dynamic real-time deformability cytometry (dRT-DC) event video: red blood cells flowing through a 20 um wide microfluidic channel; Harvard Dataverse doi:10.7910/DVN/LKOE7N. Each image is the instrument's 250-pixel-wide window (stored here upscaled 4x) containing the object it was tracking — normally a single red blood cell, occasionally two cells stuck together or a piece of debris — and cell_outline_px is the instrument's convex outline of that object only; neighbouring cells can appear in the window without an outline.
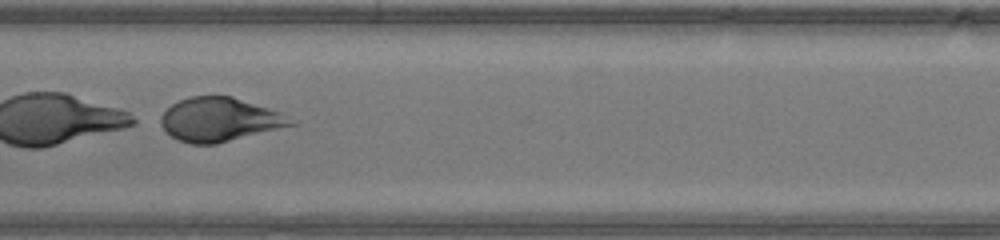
{"species": "human", "species_latin": "Homo sapiens", "temperature_condition": "warm", "stored_images_in_passage": 31, "camera_frame_rate_fps": 3000, "um_per_image_px": 0.085, "donor": {"sex": "male"}, "frame": {"image": 1, "passage_image": 10, "time_ms": 3.0, "image_size_px": [1000, 240], "cell_outline_px": [[296, 124], [216, 144], [192, 144], [180, 140], [172, 136], [160, 124], [160, 116], [172, 104], [188, 96], [232, 96], [280, 112]], "centroid_in_image_um": [18.62, 10.15], "position_along_channel_um": 188.8, "area_um2": 32.66}}